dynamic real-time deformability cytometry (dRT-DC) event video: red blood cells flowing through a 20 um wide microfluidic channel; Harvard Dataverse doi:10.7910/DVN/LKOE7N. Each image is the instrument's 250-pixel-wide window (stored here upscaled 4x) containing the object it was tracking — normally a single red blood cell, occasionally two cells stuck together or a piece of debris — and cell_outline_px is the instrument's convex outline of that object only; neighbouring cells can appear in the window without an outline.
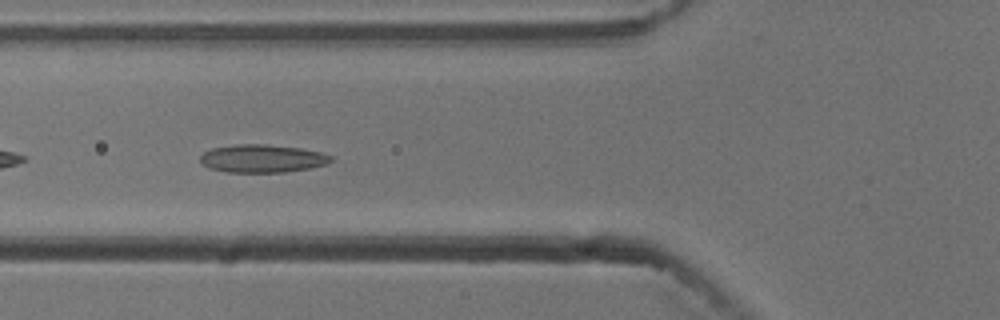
{"species": "common noctule bat (a hibernating species)", "species_latin": "Nyctalus noctula", "temperature_condition": "cold", "stored_images_in_passage": 39, "camera_frame_rate_fps": 3000, "um_per_image_px": 0.085, "animal": {"sex": "male", "body_mass_g": 13.3}, "frame": {"image": 1, "passage_image": 5, "time_ms": 1.333, "image_size_px": [1000, 320], "cell_outline_px": [[332, 160], [328, 164], [308, 168], [284, 172], [228, 172], [208, 168], [200, 160], [200, 156], [204, 152], [212, 148], [236, 144], [264, 144], [300, 148], [324, 152], [332, 156]], "centroid_in_image_um": [22.31, 13.47], "position_along_channel_um": 103.5, "area_um2": 21.33}}
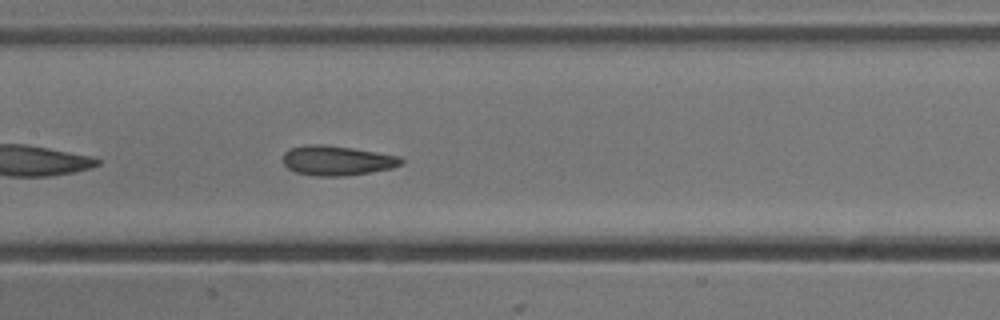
{"frame": {"image": 2, "passage_image": 11, "time_ms": 3.333, "image_size_px": [1000, 320], "cell_outline_px": [[404, 164], [392, 168], [344, 176], [316, 176], [296, 172], [288, 168], [284, 164], [284, 152], [288, 148], [308, 144], [324, 144], [352, 148], [400, 156], [404, 160]], "centroid_in_image_um": [28.65, 13.64], "position_along_channel_um": 178.8, "area_um2": 20.52}}
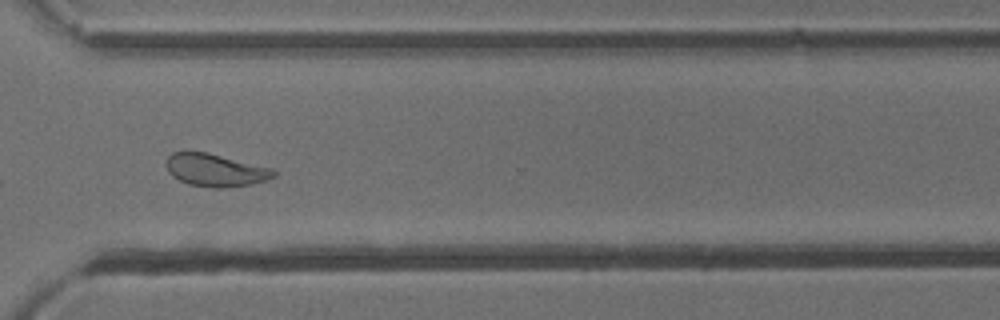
{"frame": {"image": 3, "passage_image": 25, "time_ms": 8.0, "image_size_px": [1000, 320], "cell_outline_px": [[276, 176], [268, 180], [252, 184], [224, 188], [212, 188], [188, 184], [172, 176], [168, 172], [168, 156], [172, 152], [208, 152], [272, 168], [276, 172]], "centroid_in_image_um": [18.35, 14.47], "position_along_channel_um": 352.2, "area_um2": 20.46}, "authors_computed_cell_mechanics": {"area_um2": 20.7502, "velocity_mm_per_s": 3.7293, "shape_relaxation_time_tau1_ms": null, "shape_relaxation_time_tau2_ms": 1.7579, "deformation_change_tau1": null, "deformation_change_tau2": 0.0835}}